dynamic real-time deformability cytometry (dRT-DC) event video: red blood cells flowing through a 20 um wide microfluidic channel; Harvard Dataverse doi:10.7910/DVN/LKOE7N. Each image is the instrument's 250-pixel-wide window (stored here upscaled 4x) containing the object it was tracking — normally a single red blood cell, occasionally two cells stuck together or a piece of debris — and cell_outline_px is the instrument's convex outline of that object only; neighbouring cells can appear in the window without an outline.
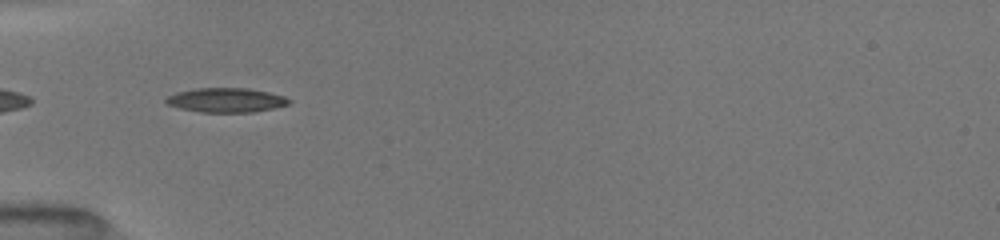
{"species": "common noctule bat (a hibernating species)", "species_latin": "Nyctalus noctula", "temperature_condition": "room temperature", "stored_images_in_passage": 36, "camera_frame_rate_fps": 3000, "um_per_image_px": 0.085, "animal": {"sex": "female", "body_mass_g": 19.5, "forearm_length_mm": 54.1}, "frame": {"image": 1, "passage_image": 2, "time_ms": 0.333, "image_size_px": [1000, 240], "cell_outline_px": [[292, 104], [252, 112], [200, 112], [180, 108], [164, 104], [164, 100], [168, 96], [176, 92], [196, 88], [248, 88], [268, 92], [284, 96], [292, 100]], "centroid_in_image_um": [19.21, 8.51], "position_along_channel_um": 65.8, "area_um2": 17.57}}
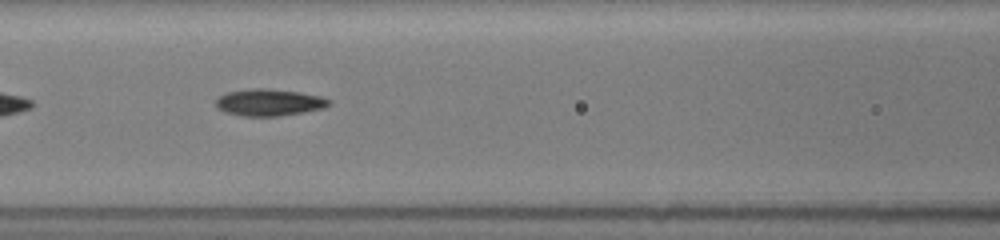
{"frame": {"image": 2, "passage_image": 8, "time_ms": 2.333, "image_size_px": [1000, 240], "cell_outline_px": [[332, 100], [324, 108], [304, 112], [280, 116], [240, 116], [224, 112], [216, 108], [216, 100], [220, 96], [228, 92], [252, 88], [268, 88], [300, 92], [320, 96]], "centroid_in_image_um": [22.86, 8.71], "position_along_channel_um": 143.7, "area_um2": 17.8}}
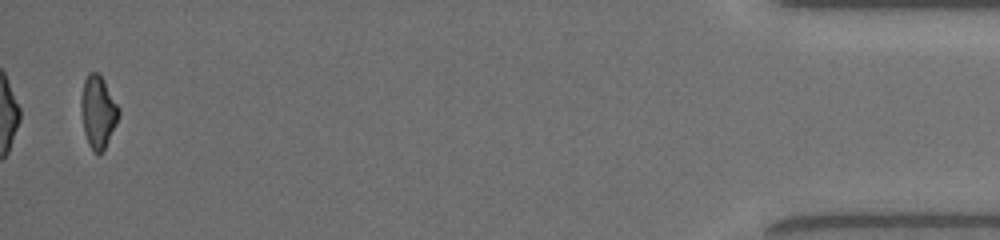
{"frame": {"image": 3, "passage_image": 35, "time_ms": 11.333, "image_size_px": [1000, 240], "cell_outline_px": [[120, 116], [104, 148], [100, 152], [92, 152], [88, 144], [84, 132], [80, 104], [80, 96], [84, 80], [88, 72], [100, 72], [120, 108]], "centroid_in_image_um": [8.33, 9.44], "position_along_channel_um": 426.9, "area_um2": 16.07}, "authors_computed_cell_mechanics": {"area_um2": 17.0799, "velocity_mm_per_s": 4.0195, "shape_relaxation_time_tau1_ms": 4.0184, "shape_relaxation_time_tau2_ms": 4.0387, "deformation_change_tau1": 0.1389, "deformation_change_tau2": 0.1101}}